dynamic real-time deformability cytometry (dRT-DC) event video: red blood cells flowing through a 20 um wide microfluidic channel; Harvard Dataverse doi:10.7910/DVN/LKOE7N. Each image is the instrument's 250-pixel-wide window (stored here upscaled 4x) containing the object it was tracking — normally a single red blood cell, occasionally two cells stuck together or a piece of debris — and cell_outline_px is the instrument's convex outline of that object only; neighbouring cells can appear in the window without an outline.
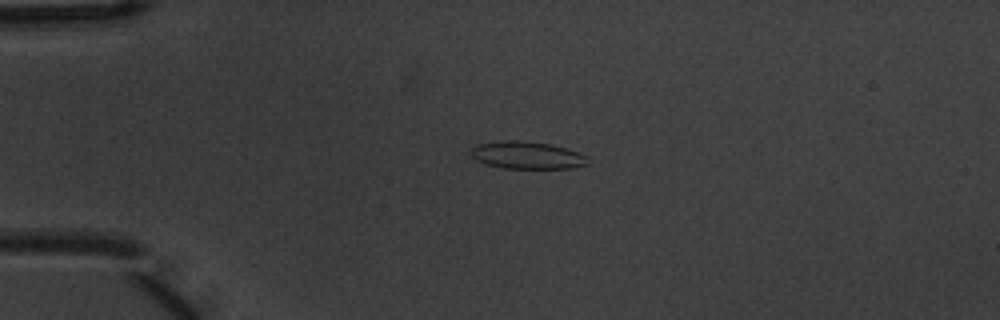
{"species": "common noctule bat (a hibernating species)", "species_latin": "Nyctalus noctula", "temperature_condition": "warm", "stored_images_in_passage": 6, "camera_frame_rate_fps": 3000, "um_per_image_px": 0.085, "animal": {"sex": "male", "body_mass_g": 20.1, "forearm_length_mm": 53.5}, "frame": {"image": 1, "passage_image": 4, "time_ms": 1.0, "image_size_px": [1000, 320], "cell_outline_px": [[588, 164], [572, 168], [504, 168], [484, 164], [476, 160], [472, 156], [472, 148], [476, 144], [500, 140], [520, 140], [552, 144], [568, 148], [588, 156]], "centroid_in_image_um": [44.81, 13.18], "position_along_channel_um": 40.2, "area_um2": 18.9}}